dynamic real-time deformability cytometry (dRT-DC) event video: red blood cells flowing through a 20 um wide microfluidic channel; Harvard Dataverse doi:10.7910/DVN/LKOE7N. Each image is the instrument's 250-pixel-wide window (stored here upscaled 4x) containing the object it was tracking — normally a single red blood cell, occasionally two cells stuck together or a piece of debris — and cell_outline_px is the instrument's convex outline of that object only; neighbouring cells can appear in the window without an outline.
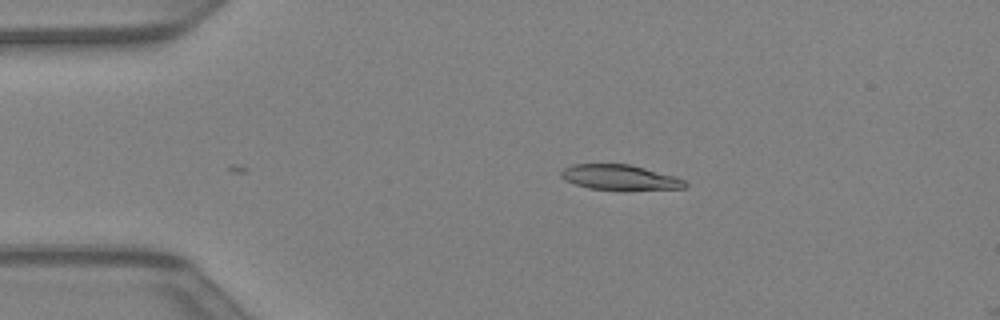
{"species": "Egyptian fruit bat (a non-hibernating species)", "species_latin": "Rousettus aegyptiacus", "temperature_condition": "warm", "stored_images_in_passage": 4, "camera_frame_rate_fps": 3000, "um_per_image_px": 0.085, "animal": {"sex": "female"}, "frame": {"image": 1, "passage_image": 1, "time_ms": 0.0, "image_size_px": [1000, 320], "cell_outline_px": [[688, 184], [684, 188], [588, 188], [564, 180], [560, 176], [560, 172], [564, 168], [572, 164], [628, 164], [676, 176], [684, 180]], "centroid_in_image_um": [52.63, 15.04], "position_along_channel_um": 32.4, "area_um2": 17.46}}